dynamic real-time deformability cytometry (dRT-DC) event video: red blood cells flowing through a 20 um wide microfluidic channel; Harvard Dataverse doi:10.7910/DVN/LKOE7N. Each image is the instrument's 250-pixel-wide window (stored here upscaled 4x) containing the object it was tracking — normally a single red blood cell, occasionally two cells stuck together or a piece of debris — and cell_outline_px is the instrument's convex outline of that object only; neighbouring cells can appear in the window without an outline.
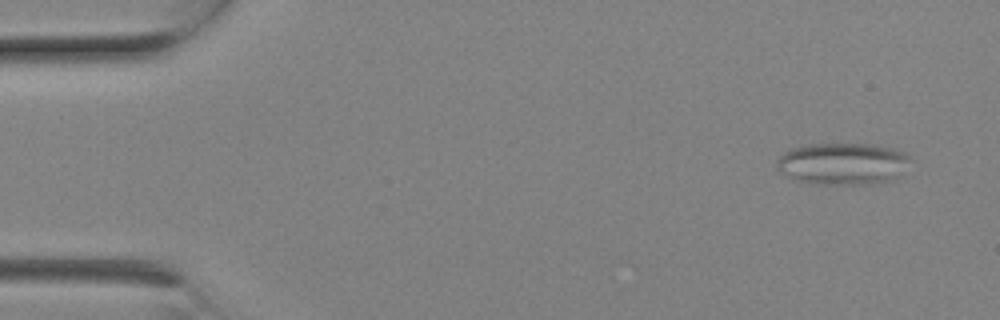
{"species": "Egyptian fruit bat (a non-hibernating species)", "species_latin": "Rousettus aegyptiacus", "temperature_condition": "room temperature", "stored_images_in_passage": 8, "camera_frame_rate_fps": 3000, "um_per_image_px": 0.085, "animal": {"sex": "female"}, "frame": {"image": 1, "passage_image": 1, "time_ms": 0.0, "image_size_px": [1000, 320], "cell_outline_px": [[912, 160], [892, 180], [872, 184], [808, 184], [796, 180], [780, 172], [776, 168], [776, 160], [788, 148], [808, 144], [868, 144], [892, 148], [904, 152]], "centroid_in_image_um": [71.57, 13.92], "position_along_channel_um": 13.4, "area_um2": 32.77}}
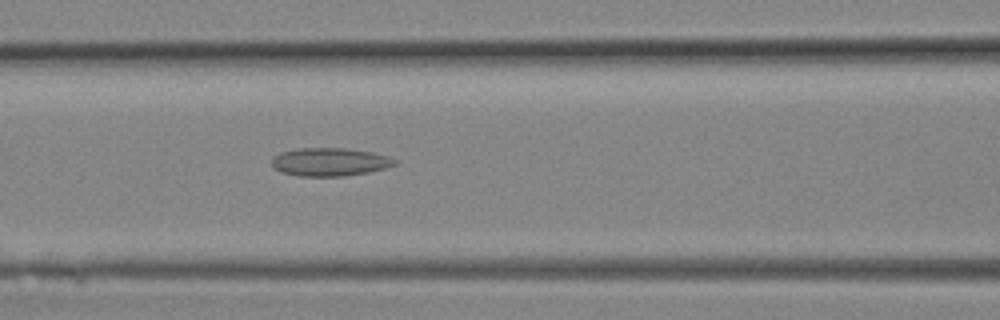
{"frame": {"image": 2, "passage_image": 8, "time_ms": 2.333, "image_size_px": [1000, 320], "cell_outline_px": [[400, 160], [396, 164], [388, 168], [368, 172], [344, 176], [296, 176], [280, 172], [272, 168], [272, 156], [280, 152], [296, 148], [348, 148], [372, 152], [388, 156]], "centroid_in_image_um": [28.03, 13.76], "position_along_channel_um": 138.6, "area_um2": 20.63}}